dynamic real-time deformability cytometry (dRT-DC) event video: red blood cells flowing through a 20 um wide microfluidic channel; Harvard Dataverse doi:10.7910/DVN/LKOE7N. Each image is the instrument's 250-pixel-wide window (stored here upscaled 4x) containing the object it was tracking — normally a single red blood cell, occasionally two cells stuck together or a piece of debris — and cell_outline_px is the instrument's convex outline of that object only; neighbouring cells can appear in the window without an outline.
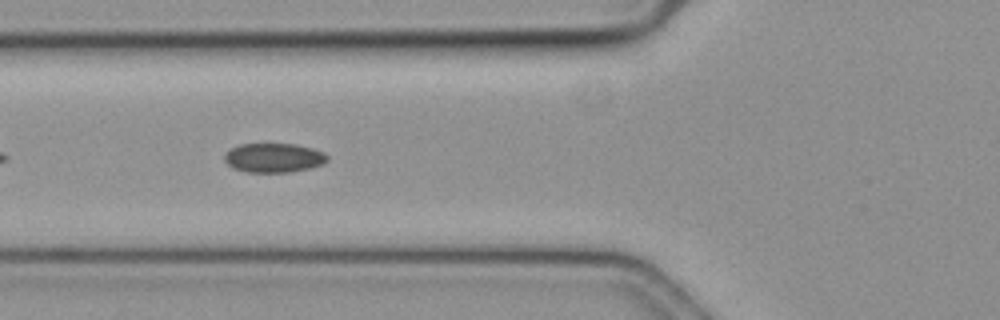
{"species": "common noctule bat (a hibernating species)", "species_latin": "Nyctalus noctula", "temperature_condition": "cold", "stored_images_in_passage": 44, "camera_frame_rate_fps": 3000, "um_per_image_px": 0.085, "animal": {"sex": "female", "body_mass_g": 19.3, "forearm_length_mm": 54.1}, "frame": {"image": 1, "passage_image": 7, "time_ms": 2.0, "image_size_px": [1000, 320], "cell_outline_px": [[328, 160], [324, 164], [308, 168], [288, 172], [248, 172], [232, 168], [224, 160], [224, 156], [232, 148], [240, 144], [296, 144], [312, 148], [324, 152], [328, 156]], "centroid_in_image_um": [23.29, 13.41], "position_along_channel_um": 102.5, "area_um2": 17.46}}
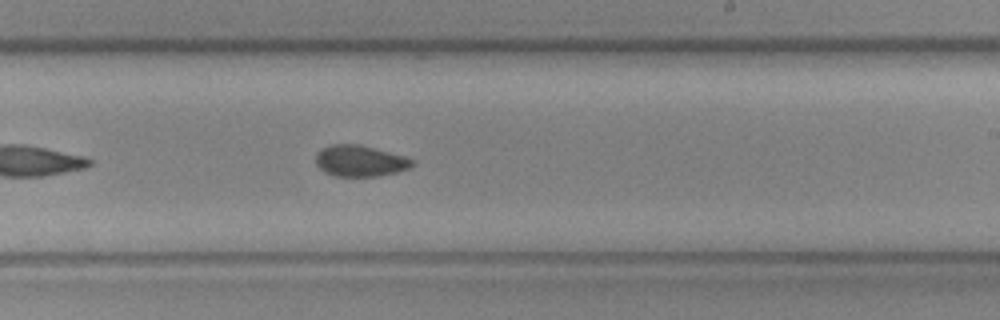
{"frame": {"image": 2, "passage_image": 20, "time_ms": 6.333, "image_size_px": [1000, 320], "cell_outline_px": [[412, 164], [408, 168], [396, 172], [380, 176], [336, 176], [324, 172], [316, 164], [316, 156], [324, 148], [332, 144], [360, 144], [404, 156], [412, 160]], "centroid_in_image_um": [30.59, 13.68], "position_along_channel_um": 258.4, "area_um2": 17.22}}
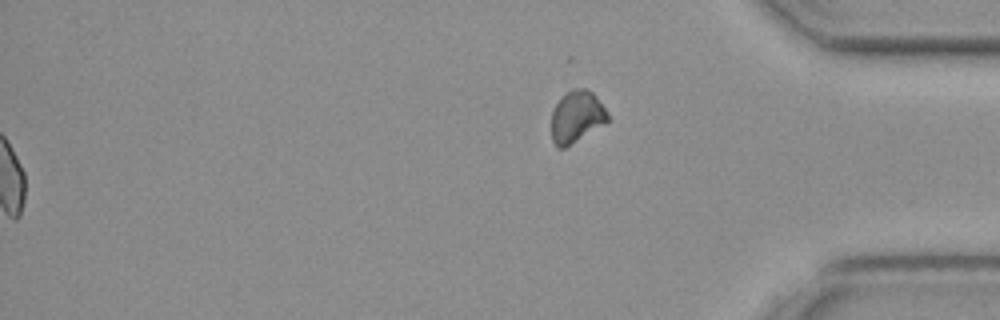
{"frame": {"image": 3, "passage_image": 44, "time_ms": 14.333, "image_size_px": [1000, 320], "cell_outline_px": [[608, 120], [604, 124], [564, 148], [556, 148], [552, 140], [552, 108], [572, 88], [588, 88], [596, 96], [608, 112]], "centroid_in_image_um": [49.01, 9.92], "position_along_channel_um": 386.2, "area_um2": 16.88}, "authors_computed_cell_mechanics": {"area_um2": 17.6001, "velocity_mm_per_s": 3.5909, "shape_relaxation_time_tau1_ms": null, "shape_relaxation_time_tau2_ms": 7.4993, "deformation_change_tau1": null, "deformation_change_tau2": 0.0939}}